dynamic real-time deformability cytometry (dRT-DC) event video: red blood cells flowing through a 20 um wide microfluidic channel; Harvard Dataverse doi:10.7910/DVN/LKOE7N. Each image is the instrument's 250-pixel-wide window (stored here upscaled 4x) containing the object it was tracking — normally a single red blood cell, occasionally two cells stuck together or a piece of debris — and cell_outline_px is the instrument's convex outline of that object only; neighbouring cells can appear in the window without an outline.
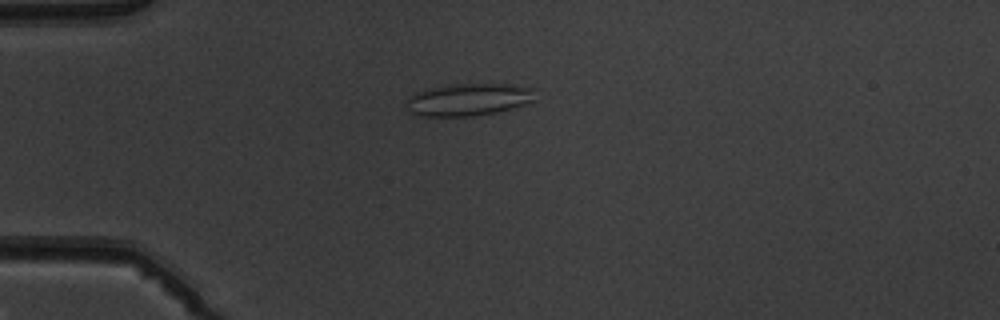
{"species": "common noctule bat (a hibernating species)", "species_latin": "Nyctalus noctula", "temperature_condition": "warm", "stored_images_in_passage": 7, "camera_frame_rate_fps": 3000, "um_per_image_px": 0.085, "animal": {"sex": "male", "body_mass_g": 19.5, "forearm_length_mm": 54.6}, "frame": {"image": 1, "passage_image": 4, "time_ms": 4.333, "image_size_px": [1000, 320], "cell_outline_px": [[536, 88], [532, 100], [524, 104], [512, 108], [496, 112], [472, 116], [416, 116], [408, 112], [404, 108], [404, 100], [408, 96], [416, 92], [428, 88], [444, 84], [516, 84]], "centroid_in_image_um": [39.72, 8.45], "position_along_channel_um": 45.3, "area_um2": 24.85}}
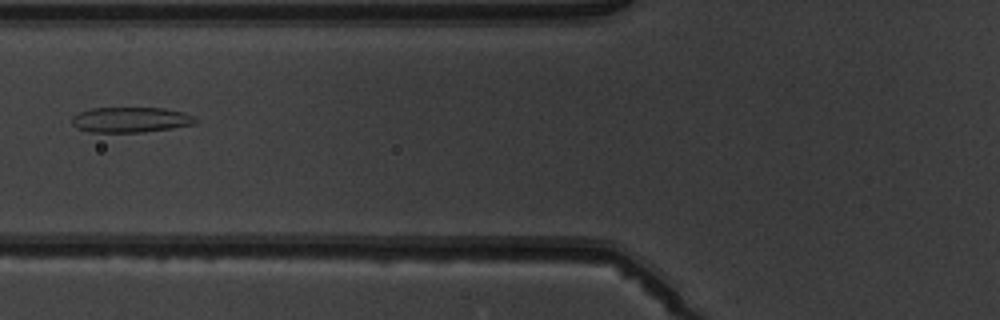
{"frame": {"image": 2, "passage_image": 6, "time_ms": 6.667, "image_size_px": [1000, 320], "cell_outline_px": [[200, 120], [196, 124], [172, 128], [140, 132], [92, 132], [76, 128], [72, 124], [72, 116], [80, 112], [92, 108], [164, 108], [184, 112]], "centroid_in_image_um": [11.13, 10.18], "position_along_channel_um": 114.7, "area_um2": 18.26}}